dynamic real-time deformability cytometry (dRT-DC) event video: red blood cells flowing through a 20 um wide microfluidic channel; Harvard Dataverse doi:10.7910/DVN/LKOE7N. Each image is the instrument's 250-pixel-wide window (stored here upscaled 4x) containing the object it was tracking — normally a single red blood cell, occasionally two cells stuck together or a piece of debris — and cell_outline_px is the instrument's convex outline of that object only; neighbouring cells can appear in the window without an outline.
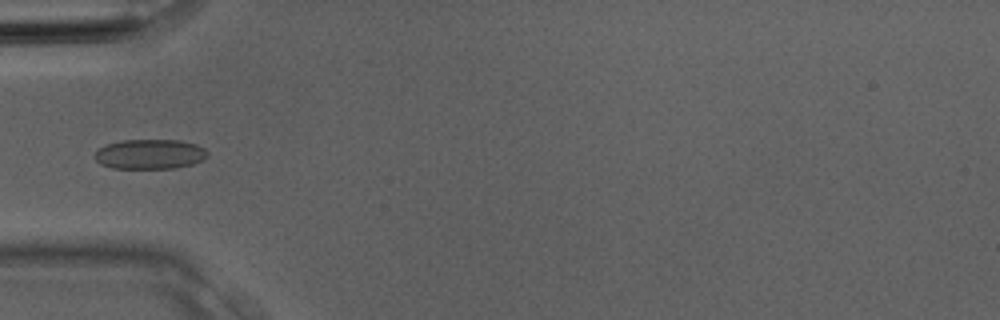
{"species": "Egyptian fruit bat (a non-hibernating species)", "species_latin": "Rousettus aegyptiacus", "temperature_condition": "room temperature", "stored_images_in_passage": 3, "camera_frame_rate_fps": 3000, "um_per_image_px": 0.085, "animal": {"sex": "male"}, "frame": {"image": 1, "passage_image": 3, "time_ms": 0.667, "image_size_px": [1000, 320], "cell_outline_px": [[208, 156], [204, 160], [192, 164], [176, 168], [112, 168], [100, 164], [92, 156], [100, 148], [108, 144], [124, 140], [180, 140], [196, 144], [204, 148], [208, 152]], "centroid_in_image_um": [12.76, 13.11], "position_along_channel_um": 72.2, "area_um2": 19.65}}